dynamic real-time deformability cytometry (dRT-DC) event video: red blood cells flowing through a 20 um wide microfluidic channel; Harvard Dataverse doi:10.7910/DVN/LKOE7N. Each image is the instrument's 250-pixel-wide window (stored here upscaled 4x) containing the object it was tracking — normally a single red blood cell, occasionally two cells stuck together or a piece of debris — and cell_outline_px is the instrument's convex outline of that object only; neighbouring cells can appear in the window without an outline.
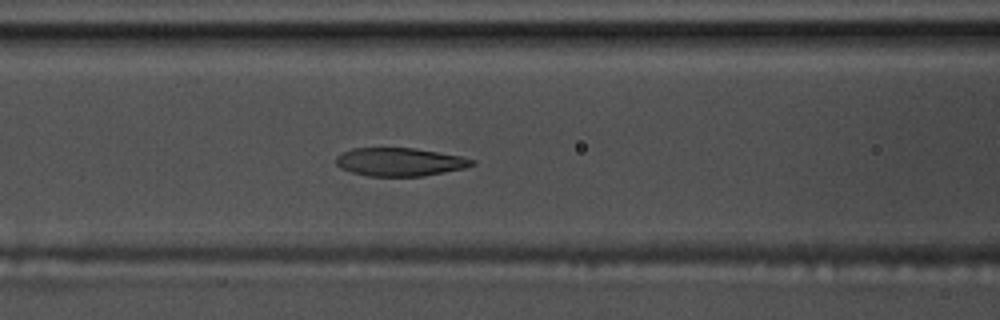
{"species": "common noctule bat (a hibernating species)", "species_latin": "Nyctalus noctula", "temperature_condition": "warm", "stored_images_in_passage": 48, "camera_frame_rate_fps": 3000, "um_per_image_px": 0.085, "animal": {"sex": "male", "body_mass_g": 17.5, "forearm_length_mm": 52.3}, "frame": {"image": 1, "passage_image": 21, "time_ms": 6.667, "image_size_px": [1000, 320], "cell_outline_px": [[476, 164], [464, 168], [424, 176], [368, 176], [352, 172], [340, 168], [336, 164], [336, 156], [352, 148], [412, 148], [460, 156], [476, 160]], "centroid_in_image_um": [33.97, 13.77], "position_along_channel_um": 132.6, "area_um2": 22.25}, "authors_computed_cell_mechanics": {"area_um2": 24.0737, "velocity_mm_per_s": 3.5933, "shape_relaxation_time_tau1_ms": 4.6411, "shape_relaxation_time_tau2_ms": 1.7167, "deformation_change_tau1": 0.1786, "deformation_change_tau2": 0.0682}}